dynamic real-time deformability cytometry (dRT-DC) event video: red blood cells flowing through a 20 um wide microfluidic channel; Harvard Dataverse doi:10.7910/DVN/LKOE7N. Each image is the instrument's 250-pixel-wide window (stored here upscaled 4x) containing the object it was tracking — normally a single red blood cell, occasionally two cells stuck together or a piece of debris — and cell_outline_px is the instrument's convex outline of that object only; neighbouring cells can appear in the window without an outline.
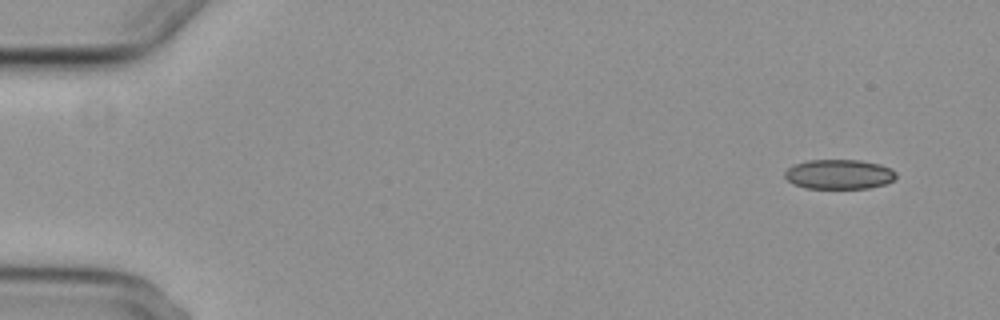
{"species": "common noctule bat (a hibernating species)", "species_latin": "Nyctalus noctula", "temperature_condition": "cold", "stored_images_in_passage": 3, "segment_of_instrument_passage": [2, 2], "camera_frame_rate_fps": 3000, "um_per_image_px": 0.085, "animal": {"sex": "female", "body_mass_g": 29.2, "forearm_length_mm": 56.3}, "frame": {"image": 1, "passage_image": 3, "time_ms": 2.333, "image_size_px": [1000, 320], "cell_outline_px": [[896, 176], [892, 180], [884, 184], [868, 188], [804, 188], [792, 184], [784, 176], [784, 172], [788, 168], [796, 164], [808, 160], [860, 160], [880, 164], [892, 168], [896, 172]], "centroid_in_image_um": [71.31, 14.81], "position_along_channel_um": 13.7, "area_um2": 19.25}}